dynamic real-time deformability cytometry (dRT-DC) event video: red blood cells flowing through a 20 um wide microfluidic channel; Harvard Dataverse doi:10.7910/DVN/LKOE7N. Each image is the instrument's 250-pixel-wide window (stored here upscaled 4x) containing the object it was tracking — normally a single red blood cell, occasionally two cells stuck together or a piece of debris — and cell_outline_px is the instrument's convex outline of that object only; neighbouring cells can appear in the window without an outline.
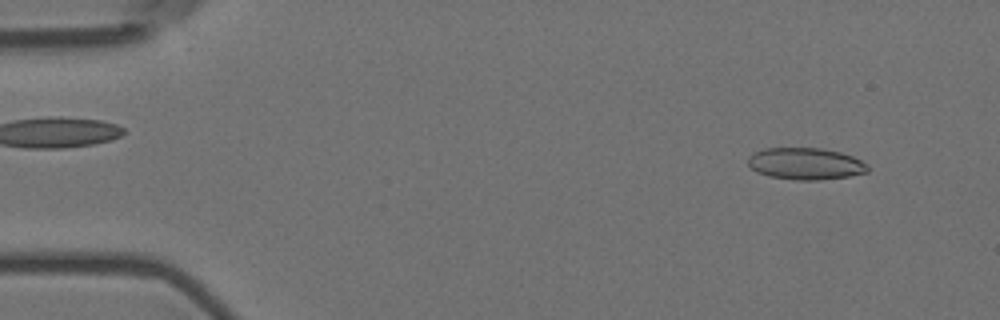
{"species": "Egyptian fruit bat (a non-hibernating species)", "species_latin": "Rousettus aegyptiacus", "temperature_condition": "room temperature", "stored_images_in_passage": 55, "camera_frame_rate_fps": 3000, "um_per_image_px": 0.085, "animal": {"sex": "female"}, "frame": {"image": 1, "passage_image": 4, "time_ms": 1.0, "image_size_px": [1000, 320], "cell_outline_px": [[868, 172], [848, 176], [820, 180], [796, 180], [768, 176], [756, 172], [748, 164], [748, 156], [752, 152], [764, 148], [820, 148], [840, 152], [852, 156], [868, 164]], "centroid_in_image_um": [68.44, 13.91], "position_along_channel_um": 16.6, "area_um2": 22.31}}
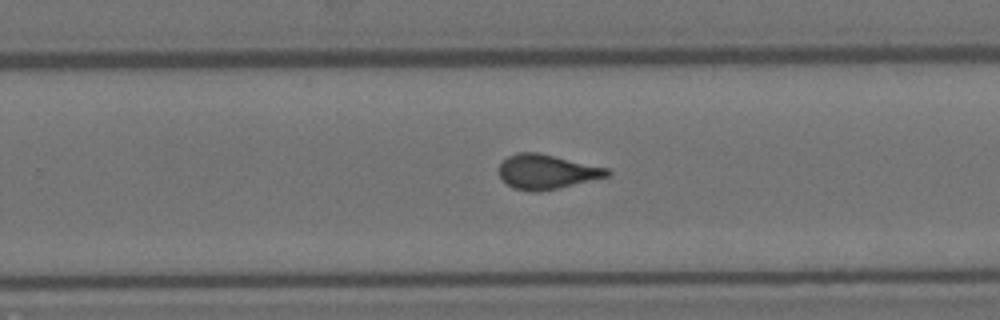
{"frame": {"image": 2, "passage_image": 35, "time_ms": 11.333, "image_size_px": [1000, 320], "cell_outline_px": [[612, 172], [608, 176], [560, 188], [540, 192], [532, 192], [512, 188], [500, 176], [500, 164], [508, 156], [516, 152], [540, 152], [608, 168]], "centroid_in_image_um": [46.48, 14.6], "position_along_channel_um": 283.3, "area_um2": 21.91}}
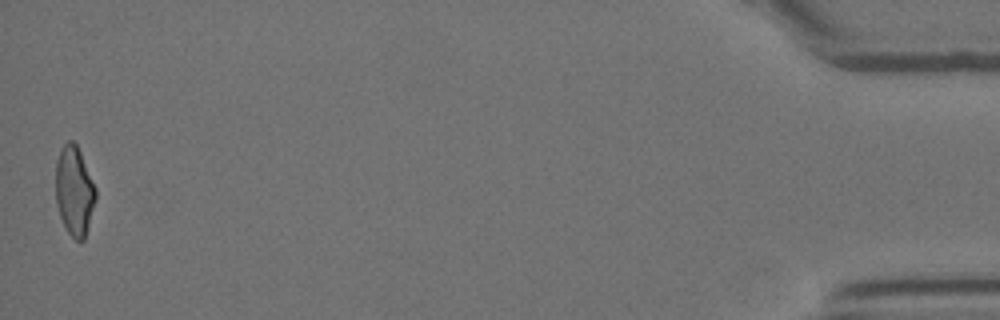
{"frame": {"image": 3, "passage_image": 55, "time_ms": 18.0, "image_size_px": [1000, 320], "cell_outline_px": [[96, 200], [84, 240], [76, 240], [68, 232], [60, 216], [56, 204], [56, 160], [60, 148], [68, 140], [72, 140], [76, 144], [80, 152], [96, 188]], "centroid_in_image_um": [6.31, 16.21], "position_along_channel_um": 428.9, "area_um2": 20.75}, "authors_computed_cell_mechanics": {"area_um2": 21.9062, "velocity_mm_per_s": 3.5683, "shape_relaxation_time_tau1_ms": 8.0505, "shape_relaxation_time_tau2_ms": 1.1183, "deformation_change_tau1": 0.1948, "deformation_change_tau2": 0.07}}